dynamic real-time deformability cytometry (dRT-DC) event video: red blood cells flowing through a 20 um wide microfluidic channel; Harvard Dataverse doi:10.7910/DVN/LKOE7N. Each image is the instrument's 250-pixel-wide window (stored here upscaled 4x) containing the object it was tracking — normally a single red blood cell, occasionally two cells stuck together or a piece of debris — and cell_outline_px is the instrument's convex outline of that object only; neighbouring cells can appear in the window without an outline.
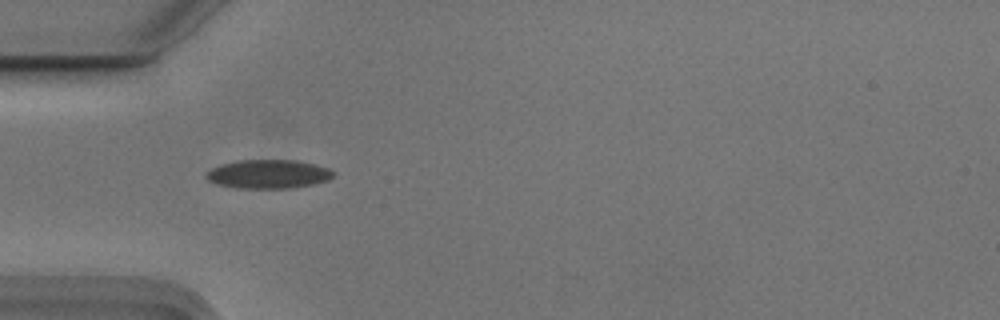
{"species": "Egyptian fruit bat (a non-hibernating species)", "species_latin": "Rousettus aegyptiacus", "temperature_condition": "cold", "stored_images_in_passage": 39, "camera_frame_rate_fps": 3000, "um_per_image_px": 0.085, "animal": {"sex": "male"}, "frame": {"image": 1, "passage_image": 1, "time_ms": 0.0, "image_size_px": [1000, 320], "cell_outline_px": [[336, 172], [328, 180], [312, 184], [292, 188], [236, 188], [216, 184], [208, 180], [208, 172], [212, 168], [220, 164], [240, 160], [296, 160], [328, 168]], "centroid_in_image_um": [22.81, 14.8], "position_along_channel_um": 62.2, "area_um2": 21.15}}
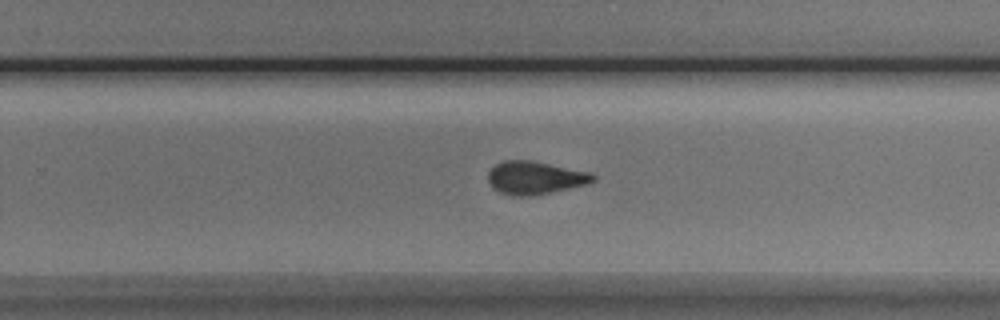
{"frame": {"image": 2, "passage_image": 19, "time_ms": 6.0, "image_size_px": [1000, 320], "cell_outline_px": [[596, 180], [588, 184], [532, 196], [512, 196], [500, 192], [492, 188], [488, 180], [488, 172], [496, 164], [504, 160], [532, 160], [592, 172], [596, 176]], "centroid_in_image_um": [45.5, 15.11], "position_along_channel_um": 284.3, "area_um2": 20.4}}
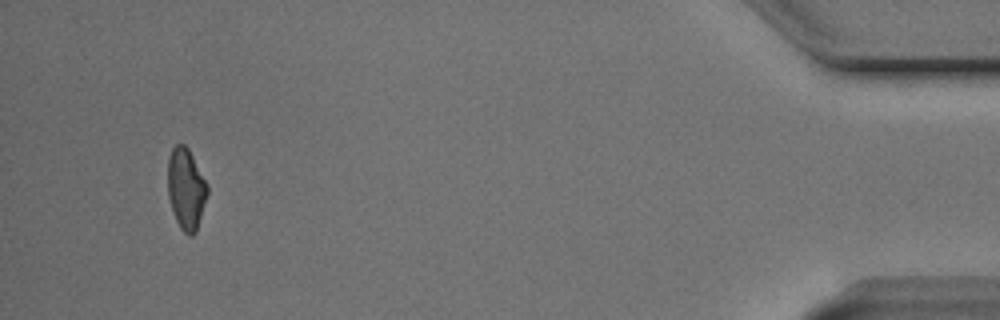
{"frame": {"image": 3, "passage_image": 36, "time_ms": 11.667, "image_size_px": [1000, 320], "cell_outline_px": [[208, 192], [196, 232], [192, 236], [188, 236], [180, 228], [176, 220], [168, 196], [168, 156], [172, 148], [176, 144], [184, 144], [188, 148], [208, 184]], "centroid_in_image_um": [15.81, 16.04], "position_along_channel_um": 419.4, "area_um2": 18.73}, "authors_computed_cell_mechanics": {"area_um2": 20.2878, "velocity_mm_per_s": 3.7363, "shape_relaxation_time_tau1_ms": 4.4527, "shape_relaxation_time_tau2_ms": 1.5006, "deformation_change_tau1": 0.1246, "deformation_change_tau2": 0.057}}